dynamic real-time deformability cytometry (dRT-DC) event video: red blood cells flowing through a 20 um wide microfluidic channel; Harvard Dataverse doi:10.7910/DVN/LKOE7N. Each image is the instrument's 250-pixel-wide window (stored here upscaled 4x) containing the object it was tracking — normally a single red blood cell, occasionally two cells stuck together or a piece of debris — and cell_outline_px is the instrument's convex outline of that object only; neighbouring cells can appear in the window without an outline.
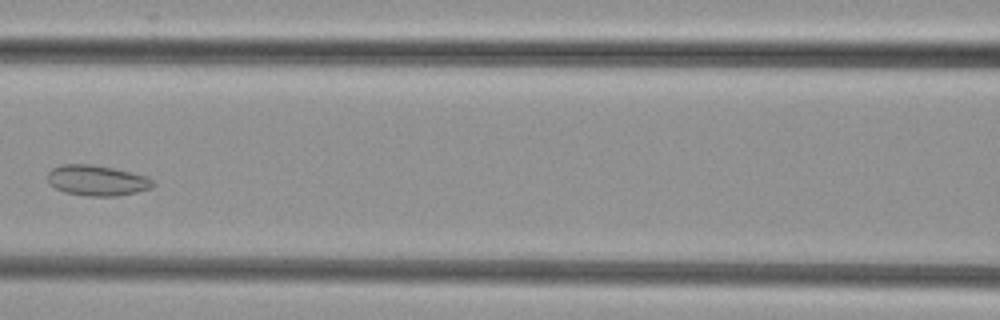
{"species": "common noctule bat (a hibernating species)", "species_latin": "Nyctalus noctula", "temperature_condition": "cold", "stored_images_in_passage": 4, "camera_frame_rate_fps": 3000, "um_per_image_px": 0.085, "animal": {"sex": "female", "body_mass_g": 29.2, "forearm_length_mm": 56.3}, "frame": {"image": 1, "passage_image": 4, "time_ms": 1.0, "image_size_px": [1000, 320], "cell_outline_px": [[156, 184], [152, 188], [136, 192], [116, 196], [84, 196], [64, 192], [48, 184], [48, 172], [52, 168], [60, 164], [92, 164], [112, 168], [148, 176]], "centroid_in_image_um": [8.23, 15.34], "position_along_channel_um": 158.4, "area_um2": 18.9}}